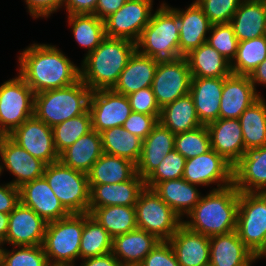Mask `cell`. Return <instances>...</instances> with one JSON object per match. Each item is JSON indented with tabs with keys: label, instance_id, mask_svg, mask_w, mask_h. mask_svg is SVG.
<instances>
[{
	"label": "cell",
	"instance_id": "1",
	"mask_svg": "<svg viewBox=\"0 0 266 266\" xmlns=\"http://www.w3.org/2000/svg\"><path fill=\"white\" fill-rule=\"evenodd\" d=\"M18 61V75L35 94L63 88L80 79V67L55 45L33 43L23 49Z\"/></svg>",
	"mask_w": 266,
	"mask_h": 266
},
{
	"label": "cell",
	"instance_id": "2",
	"mask_svg": "<svg viewBox=\"0 0 266 266\" xmlns=\"http://www.w3.org/2000/svg\"><path fill=\"white\" fill-rule=\"evenodd\" d=\"M239 191L234 184L212 189L202 196L196 206L182 220L189 230L208 236L228 234L237 228Z\"/></svg>",
	"mask_w": 266,
	"mask_h": 266
},
{
	"label": "cell",
	"instance_id": "3",
	"mask_svg": "<svg viewBox=\"0 0 266 266\" xmlns=\"http://www.w3.org/2000/svg\"><path fill=\"white\" fill-rule=\"evenodd\" d=\"M135 50L136 43L130 40L106 37L84 57L80 79L91 91L113 89Z\"/></svg>",
	"mask_w": 266,
	"mask_h": 266
},
{
	"label": "cell",
	"instance_id": "4",
	"mask_svg": "<svg viewBox=\"0 0 266 266\" xmlns=\"http://www.w3.org/2000/svg\"><path fill=\"white\" fill-rule=\"evenodd\" d=\"M179 41L178 17L163 2L143 29L136 42V50L152 57L157 65L172 63L181 57Z\"/></svg>",
	"mask_w": 266,
	"mask_h": 266
},
{
	"label": "cell",
	"instance_id": "5",
	"mask_svg": "<svg viewBox=\"0 0 266 266\" xmlns=\"http://www.w3.org/2000/svg\"><path fill=\"white\" fill-rule=\"evenodd\" d=\"M90 88L79 79L76 83L34 95V116L53 127L89 110Z\"/></svg>",
	"mask_w": 266,
	"mask_h": 266
},
{
	"label": "cell",
	"instance_id": "6",
	"mask_svg": "<svg viewBox=\"0 0 266 266\" xmlns=\"http://www.w3.org/2000/svg\"><path fill=\"white\" fill-rule=\"evenodd\" d=\"M83 226L84 213L47 223L42 246L50 265H74L80 259Z\"/></svg>",
	"mask_w": 266,
	"mask_h": 266
},
{
	"label": "cell",
	"instance_id": "7",
	"mask_svg": "<svg viewBox=\"0 0 266 266\" xmlns=\"http://www.w3.org/2000/svg\"><path fill=\"white\" fill-rule=\"evenodd\" d=\"M43 176L70 214L88 213L90 188L86 173L56 161L46 165Z\"/></svg>",
	"mask_w": 266,
	"mask_h": 266
},
{
	"label": "cell",
	"instance_id": "8",
	"mask_svg": "<svg viewBox=\"0 0 266 266\" xmlns=\"http://www.w3.org/2000/svg\"><path fill=\"white\" fill-rule=\"evenodd\" d=\"M236 231L258 258L266 249V193L239 192Z\"/></svg>",
	"mask_w": 266,
	"mask_h": 266
},
{
	"label": "cell",
	"instance_id": "9",
	"mask_svg": "<svg viewBox=\"0 0 266 266\" xmlns=\"http://www.w3.org/2000/svg\"><path fill=\"white\" fill-rule=\"evenodd\" d=\"M135 211L137 227L161 241H168L182 225V219L153 189L145 187L140 193Z\"/></svg>",
	"mask_w": 266,
	"mask_h": 266
},
{
	"label": "cell",
	"instance_id": "10",
	"mask_svg": "<svg viewBox=\"0 0 266 266\" xmlns=\"http://www.w3.org/2000/svg\"><path fill=\"white\" fill-rule=\"evenodd\" d=\"M34 95L19 75L0 86V130L6 136L34 116Z\"/></svg>",
	"mask_w": 266,
	"mask_h": 266
},
{
	"label": "cell",
	"instance_id": "11",
	"mask_svg": "<svg viewBox=\"0 0 266 266\" xmlns=\"http://www.w3.org/2000/svg\"><path fill=\"white\" fill-rule=\"evenodd\" d=\"M153 2L127 0V2L104 20L105 34L109 38L127 39L136 43L149 23Z\"/></svg>",
	"mask_w": 266,
	"mask_h": 266
},
{
	"label": "cell",
	"instance_id": "12",
	"mask_svg": "<svg viewBox=\"0 0 266 266\" xmlns=\"http://www.w3.org/2000/svg\"><path fill=\"white\" fill-rule=\"evenodd\" d=\"M191 80L192 75L185 57L172 63L158 64L151 88L160 109L189 94Z\"/></svg>",
	"mask_w": 266,
	"mask_h": 266
},
{
	"label": "cell",
	"instance_id": "13",
	"mask_svg": "<svg viewBox=\"0 0 266 266\" xmlns=\"http://www.w3.org/2000/svg\"><path fill=\"white\" fill-rule=\"evenodd\" d=\"M183 179L198 186L215 183L216 189L224 188L233 184V165L211 148L186 160Z\"/></svg>",
	"mask_w": 266,
	"mask_h": 266
},
{
	"label": "cell",
	"instance_id": "14",
	"mask_svg": "<svg viewBox=\"0 0 266 266\" xmlns=\"http://www.w3.org/2000/svg\"><path fill=\"white\" fill-rule=\"evenodd\" d=\"M92 129L102 131L122 126L132 113L129 99L126 95L113 89L92 91L89 101Z\"/></svg>",
	"mask_w": 266,
	"mask_h": 266
},
{
	"label": "cell",
	"instance_id": "15",
	"mask_svg": "<svg viewBox=\"0 0 266 266\" xmlns=\"http://www.w3.org/2000/svg\"><path fill=\"white\" fill-rule=\"evenodd\" d=\"M8 136L46 165L59 161L52 127L38 120L35 116L27 119Z\"/></svg>",
	"mask_w": 266,
	"mask_h": 266
},
{
	"label": "cell",
	"instance_id": "16",
	"mask_svg": "<svg viewBox=\"0 0 266 266\" xmlns=\"http://www.w3.org/2000/svg\"><path fill=\"white\" fill-rule=\"evenodd\" d=\"M0 175L8 170L15 180L11 183L20 188L23 184L40 178L44 174L46 164L20 147L9 136H5L0 145Z\"/></svg>",
	"mask_w": 266,
	"mask_h": 266
},
{
	"label": "cell",
	"instance_id": "17",
	"mask_svg": "<svg viewBox=\"0 0 266 266\" xmlns=\"http://www.w3.org/2000/svg\"><path fill=\"white\" fill-rule=\"evenodd\" d=\"M47 222L21 202L9 213L4 244L12 246L42 245Z\"/></svg>",
	"mask_w": 266,
	"mask_h": 266
},
{
	"label": "cell",
	"instance_id": "18",
	"mask_svg": "<svg viewBox=\"0 0 266 266\" xmlns=\"http://www.w3.org/2000/svg\"><path fill=\"white\" fill-rule=\"evenodd\" d=\"M19 192L20 202L33 209L47 223L70 215L44 176L23 184Z\"/></svg>",
	"mask_w": 266,
	"mask_h": 266
},
{
	"label": "cell",
	"instance_id": "19",
	"mask_svg": "<svg viewBox=\"0 0 266 266\" xmlns=\"http://www.w3.org/2000/svg\"><path fill=\"white\" fill-rule=\"evenodd\" d=\"M178 17L179 22V50L184 57L193 49L207 42V32H210L211 23L196 1L187 9H177L167 5Z\"/></svg>",
	"mask_w": 266,
	"mask_h": 266
},
{
	"label": "cell",
	"instance_id": "20",
	"mask_svg": "<svg viewBox=\"0 0 266 266\" xmlns=\"http://www.w3.org/2000/svg\"><path fill=\"white\" fill-rule=\"evenodd\" d=\"M260 96L249 76L231 74L223 78L219 118L238 119Z\"/></svg>",
	"mask_w": 266,
	"mask_h": 266
},
{
	"label": "cell",
	"instance_id": "21",
	"mask_svg": "<svg viewBox=\"0 0 266 266\" xmlns=\"http://www.w3.org/2000/svg\"><path fill=\"white\" fill-rule=\"evenodd\" d=\"M206 126L211 148L234 166L246 153L239 120L219 118Z\"/></svg>",
	"mask_w": 266,
	"mask_h": 266
},
{
	"label": "cell",
	"instance_id": "22",
	"mask_svg": "<svg viewBox=\"0 0 266 266\" xmlns=\"http://www.w3.org/2000/svg\"><path fill=\"white\" fill-rule=\"evenodd\" d=\"M90 203L88 213L97 207L105 206H135L140 193L145 189V181L137 173L128 181L89 185Z\"/></svg>",
	"mask_w": 266,
	"mask_h": 266
},
{
	"label": "cell",
	"instance_id": "23",
	"mask_svg": "<svg viewBox=\"0 0 266 266\" xmlns=\"http://www.w3.org/2000/svg\"><path fill=\"white\" fill-rule=\"evenodd\" d=\"M233 184L239 192L266 193V146L246 151L233 166Z\"/></svg>",
	"mask_w": 266,
	"mask_h": 266
},
{
	"label": "cell",
	"instance_id": "24",
	"mask_svg": "<svg viewBox=\"0 0 266 266\" xmlns=\"http://www.w3.org/2000/svg\"><path fill=\"white\" fill-rule=\"evenodd\" d=\"M180 266H209V237L193 232L183 224L168 240Z\"/></svg>",
	"mask_w": 266,
	"mask_h": 266
},
{
	"label": "cell",
	"instance_id": "25",
	"mask_svg": "<svg viewBox=\"0 0 266 266\" xmlns=\"http://www.w3.org/2000/svg\"><path fill=\"white\" fill-rule=\"evenodd\" d=\"M210 240L209 266H251L257 257L245 246L235 230Z\"/></svg>",
	"mask_w": 266,
	"mask_h": 266
},
{
	"label": "cell",
	"instance_id": "26",
	"mask_svg": "<svg viewBox=\"0 0 266 266\" xmlns=\"http://www.w3.org/2000/svg\"><path fill=\"white\" fill-rule=\"evenodd\" d=\"M175 134L159 121L142 141V152L136 164V173L144 180L164 157L174 150Z\"/></svg>",
	"mask_w": 266,
	"mask_h": 266
},
{
	"label": "cell",
	"instance_id": "27",
	"mask_svg": "<svg viewBox=\"0 0 266 266\" xmlns=\"http://www.w3.org/2000/svg\"><path fill=\"white\" fill-rule=\"evenodd\" d=\"M160 241L155 235L136 228L114 237L111 253L119 260L121 266H139Z\"/></svg>",
	"mask_w": 266,
	"mask_h": 266
},
{
	"label": "cell",
	"instance_id": "28",
	"mask_svg": "<svg viewBox=\"0 0 266 266\" xmlns=\"http://www.w3.org/2000/svg\"><path fill=\"white\" fill-rule=\"evenodd\" d=\"M223 78L192 77L189 94L203 125L219 119Z\"/></svg>",
	"mask_w": 266,
	"mask_h": 266
},
{
	"label": "cell",
	"instance_id": "29",
	"mask_svg": "<svg viewBox=\"0 0 266 266\" xmlns=\"http://www.w3.org/2000/svg\"><path fill=\"white\" fill-rule=\"evenodd\" d=\"M156 68L157 64L152 57L135 50L125 69L120 73L113 90L127 96L140 89L151 87Z\"/></svg>",
	"mask_w": 266,
	"mask_h": 266
},
{
	"label": "cell",
	"instance_id": "30",
	"mask_svg": "<svg viewBox=\"0 0 266 266\" xmlns=\"http://www.w3.org/2000/svg\"><path fill=\"white\" fill-rule=\"evenodd\" d=\"M230 24L239 42L264 36L266 0H243Z\"/></svg>",
	"mask_w": 266,
	"mask_h": 266
},
{
	"label": "cell",
	"instance_id": "31",
	"mask_svg": "<svg viewBox=\"0 0 266 266\" xmlns=\"http://www.w3.org/2000/svg\"><path fill=\"white\" fill-rule=\"evenodd\" d=\"M103 154L100 133L91 130L59 154V161L74 170L88 173Z\"/></svg>",
	"mask_w": 266,
	"mask_h": 266
},
{
	"label": "cell",
	"instance_id": "32",
	"mask_svg": "<svg viewBox=\"0 0 266 266\" xmlns=\"http://www.w3.org/2000/svg\"><path fill=\"white\" fill-rule=\"evenodd\" d=\"M192 77L226 78L232 74L231 62L208 42L184 56Z\"/></svg>",
	"mask_w": 266,
	"mask_h": 266
},
{
	"label": "cell",
	"instance_id": "33",
	"mask_svg": "<svg viewBox=\"0 0 266 266\" xmlns=\"http://www.w3.org/2000/svg\"><path fill=\"white\" fill-rule=\"evenodd\" d=\"M196 186L179 178L159 182L153 190L182 219L202 197Z\"/></svg>",
	"mask_w": 266,
	"mask_h": 266
},
{
	"label": "cell",
	"instance_id": "34",
	"mask_svg": "<svg viewBox=\"0 0 266 266\" xmlns=\"http://www.w3.org/2000/svg\"><path fill=\"white\" fill-rule=\"evenodd\" d=\"M136 174V164L118 156L103 153L87 173L89 185L126 182Z\"/></svg>",
	"mask_w": 266,
	"mask_h": 266
},
{
	"label": "cell",
	"instance_id": "35",
	"mask_svg": "<svg viewBox=\"0 0 266 266\" xmlns=\"http://www.w3.org/2000/svg\"><path fill=\"white\" fill-rule=\"evenodd\" d=\"M158 121L175 135L203 125L197 116L194 101L190 94L161 108Z\"/></svg>",
	"mask_w": 266,
	"mask_h": 266
},
{
	"label": "cell",
	"instance_id": "36",
	"mask_svg": "<svg viewBox=\"0 0 266 266\" xmlns=\"http://www.w3.org/2000/svg\"><path fill=\"white\" fill-rule=\"evenodd\" d=\"M245 150L266 146V102L260 96L238 118Z\"/></svg>",
	"mask_w": 266,
	"mask_h": 266
},
{
	"label": "cell",
	"instance_id": "37",
	"mask_svg": "<svg viewBox=\"0 0 266 266\" xmlns=\"http://www.w3.org/2000/svg\"><path fill=\"white\" fill-rule=\"evenodd\" d=\"M103 153L126 158L137 164L142 152V139L123 126H115L100 133Z\"/></svg>",
	"mask_w": 266,
	"mask_h": 266
},
{
	"label": "cell",
	"instance_id": "38",
	"mask_svg": "<svg viewBox=\"0 0 266 266\" xmlns=\"http://www.w3.org/2000/svg\"><path fill=\"white\" fill-rule=\"evenodd\" d=\"M90 215L106 229L112 238L138 228L135 206L97 207Z\"/></svg>",
	"mask_w": 266,
	"mask_h": 266
},
{
	"label": "cell",
	"instance_id": "39",
	"mask_svg": "<svg viewBox=\"0 0 266 266\" xmlns=\"http://www.w3.org/2000/svg\"><path fill=\"white\" fill-rule=\"evenodd\" d=\"M67 17L75 41L88 50L85 56L93 52L106 38L104 21L96 15L72 14Z\"/></svg>",
	"mask_w": 266,
	"mask_h": 266
},
{
	"label": "cell",
	"instance_id": "40",
	"mask_svg": "<svg viewBox=\"0 0 266 266\" xmlns=\"http://www.w3.org/2000/svg\"><path fill=\"white\" fill-rule=\"evenodd\" d=\"M113 238L90 213H84L83 233L80 241V259L92 258L112 251Z\"/></svg>",
	"mask_w": 266,
	"mask_h": 266
},
{
	"label": "cell",
	"instance_id": "41",
	"mask_svg": "<svg viewBox=\"0 0 266 266\" xmlns=\"http://www.w3.org/2000/svg\"><path fill=\"white\" fill-rule=\"evenodd\" d=\"M266 59V37L240 41L236 57L231 62L235 75L250 76L256 67Z\"/></svg>",
	"mask_w": 266,
	"mask_h": 266
},
{
	"label": "cell",
	"instance_id": "42",
	"mask_svg": "<svg viewBox=\"0 0 266 266\" xmlns=\"http://www.w3.org/2000/svg\"><path fill=\"white\" fill-rule=\"evenodd\" d=\"M92 130L91 114L86 113L65 120L52 127L55 148L60 154L78 138Z\"/></svg>",
	"mask_w": 266,
	"mask_h": 266
},
{
	"label": "cell",
	"instance_id": "43",
	"mask_svg": "<svg viewBox=\"0 0 266 266\" xmlns=\"http://www.w3.org/2000/svg\"><path fill=\"white\" fill-rule=\"evenodd\" d=\"M13 247L1 246L0 266H50L42 245Z\"/></svg>",
	"mask_w": 266,
	"mask_h": 266
},
{
	"label": "cell",
	"instance_id": "44",
	"mask_svg": "<svg viewBox=\"0 0 266 266\" xmlns=\"http://www.w3.org/2000/svg\"><path fill=\"white\" fill-rule=\"evenodd\" d=\"M174 149L186 159L204 154L211 149L210 134L206 125L175 135Z\"/></svg>",
	"mask_w": 266,
	"mask_h": 266
},
{
	"label": "cell",
	"instance_id": "45",
	"mask_svg": "<svg viewBox=\"0 0 266 266\" xmlns=\"http://www.w3.org/2000/svg\"><path fill=\"white\" fill-rule=\"evenodd\" d=\"M186 158L175 149L168 153L154 171L144 180L145 187L153 189L159 182L183 178Z\"/></svg>",
	"mask_w": 266,
	"mask_h": 266
},
{
	"label": "cell",
	"instance_id": "46",
	"mask_svg": "<svg viewBox=\"0 0 266 266\" xmlns=\"http://www.w3.org/2000/svg\"><path fill=\"white\" fill-rule=\"evenodd\" d=\"M207 42L230 62L236 57L239 41L230 23L213 24Z\"/></svg>",
	"mask_w": 266,
	"mask_h": 266
},
{
	"label": "cell",
	"instance_id": "47",
	"mask_svg": "<svg viewBox=\"0 0 266 266\" xmlns=\"http://www.w3.org/2000/svg\"><path fill=\"white\" fill-rule=\"evenodd\" d=\"M208 17L210 23H230L243 0H195Z\"/></svg>",
	"mask_w": 266,
	"mask_h": 266
},
{
	"label": "cell",
	"instance_id": "48",
	"mask_svg": "<svg viewBox=\"0 0 266 266\" xmlns=\"http://www.w3.org/2000/svg\"><path fill=\"white\" fill-rule=\"evenodd\" d=\"M132 112L154 115L160 118L161 109L158 106L151 87L140 89L127 95Z\"/></svg>",
	"mask_w": 266,
	"mask_h": 266
},
{
	"label": "cell",
	"instance_id": "49",
	"mask_svg": "<svg viewBox=\"0 0 266 266\" xmlns=\"http://www.w3.org/2000/svg\"><path fill=\"white\" fill-rule=\"evenodd\" d=\"M139 266H180L169 241H160Z\"/></svg>",
	"mask_w": 266,
	"mask_h": 266
},
{
	"label": "cell",
	"instance_id": "50",
	"mask_svg": "<svg viewBox=\"0 0 266 266\" xmlns=\"http://www.w3.org/2000/svg\"><path fill=\"white\" fill-rule=\"evenodd\" d=\"M158 120L154 115L132 112L122 126L125 130L144 140Z\"/></svg>",
	"mask_w": 266,
	"mask_h": 266
},
{
	"label": "cell",
	"instance_id": "51",
	"mask_svg": "<svg viewBox=\"0 0 266 266\" xmlns=\"http://www.w3.org/2000/svg\"><path fill=\"white\" fill-rule=\"evenodd\" d=\"M24 2L33 18H48L64 6V0H25Z\"/></svg>",
	"mask_w": 266,
	"mask_h": 266
},
{
	"label": "cell",
	"instance_id": "52",
	"mask_svg": "<svg viewBox=\"0 0 266 266\" xmlns=\"http://www.w3.org/2000/svg\"><path fill=\"white\" fill-rule=\"evenodd\" d=\"M20 203L18 187L11 183L0 185V212L9 214Z\"/></svg>",
	"mask_w": 266,
	"mask_h": 266
},
{
	"label": "cell",
	"instance_id": "53",
	"mask_svg": "<svg viewBox=\"0 0 266 266\" xmlns=\"http://www.w3.org/2000/svg\"><path fill=\"white\" fill-rule=\"evenodd\" d=\"M98 0H64L68 15L94 14Z\"/></svg>",
	"mask_w": 266,
	"mask_h": 266
},
{
	"label": "cell",
	"instance_id": "54",
	"mask_svg": "<svg viewBox=\"0 0 266 266\" xmlns=\"http://www.w3.org/2000/svg\"><path fill=\"white\" fill-rule=\"evenodd\" d=\"M126 2L127 0H98L94 15L104 21L107 17L120 9Z\"/></svg>",
	"mask_w": 266,
	"mask_h": 266
},
{
	"label": "cell",
	"instance_id": "55",
	"mask_svg": "<svg viewBox=\"0 0 266 266\" xmlns=\"http://www.w3.org/2000/svg\"><path fill=\"white\" fill-rule=\"evenodd\" d=\"M80 266H121V264L112 253H107L92 258H86L82 260Z\"/></svg>",
	"mask_w": 266,
	"mask_h": 266
},
{
	"label": "cell",
	"instance_id": "56",
	"mask_svg": "<svg viewBox=\"0 0 266 266\" xmlns=\"http://www.w3.org/2000/svg\"><path fill=\"white\" fill-rule=\"evenodd\" d=\"M249 77L257 93V84L266 86V59L256 67Z\"/></svg>",
	"mask_w": 266,
	"mask_h": 266
},
{
	"label": "cell",
	"instance_id": "57",
	"mask_svg": "<svg viewBox=\"0 0 266 266\" xmlns=\"http://www.w3.org/2000/svg\"><path fill=\"white\" fill-rule=\"evenodd\" d=\"M9 223V214L0 212V245L3 246L5 238L7 236Z\"/></svg>",
	"mask_w": 266,
	"mask_h": 266
},
{
	"label": "cell",
	"instance_id": "58",
	"mask_svg": "<svg viewBox=\"0 0 266 266\" xmlns=\"http://www.w3.org/2000/svg\"><path fill=\"white\" fill-rule=\"evenodd\" d=\"M6 135L0 130V145H1V142L3 140V138L5 137Z\"/></svg>",
	"mask_w": 266,
	"mask_h": 266
},
{
	"label": "cell",
	"instance_id": "59",
	"mask_svg": "<svg viewBox=\"0 0 266 266\" xmlns=\"http://www.w3.org/2000/svg\"><path fill=\"white\" fill-rule=\"evenodd\" d=\"M264 256L266 257V249L261 253V255L257 259H261Z\"/></svg>",
	"mask_w": 266,
	"mask_h": 266
},
{
	"label": "cell",
	"instance_id": "60",
	"mask_svg": "<svg viewBox=\"0 0 266 266\" xmlns=\"http://www.w3.org/2000/svg\"><path fill=\"white\" fill-rule=\"evenodd\" d=\"M50 266H75V265H50Z\"/></svg>",
	"mask_w": 266,
	"mask_h": 266
},
{
	"label": "cell",
	"instance_id": "61",
	"mask_svg": "<svg viewBox=\"0 0 266 266\" xmlns=\"http://www.w3.org/2000/svg\"><path fill=\"white\" fill-rule=\"evenodd\" d=\"M140 1L153 2V0H140Z\"/></svg>",
	"mask_w": 266,
	"mask_h": 266
}]
</instances>
